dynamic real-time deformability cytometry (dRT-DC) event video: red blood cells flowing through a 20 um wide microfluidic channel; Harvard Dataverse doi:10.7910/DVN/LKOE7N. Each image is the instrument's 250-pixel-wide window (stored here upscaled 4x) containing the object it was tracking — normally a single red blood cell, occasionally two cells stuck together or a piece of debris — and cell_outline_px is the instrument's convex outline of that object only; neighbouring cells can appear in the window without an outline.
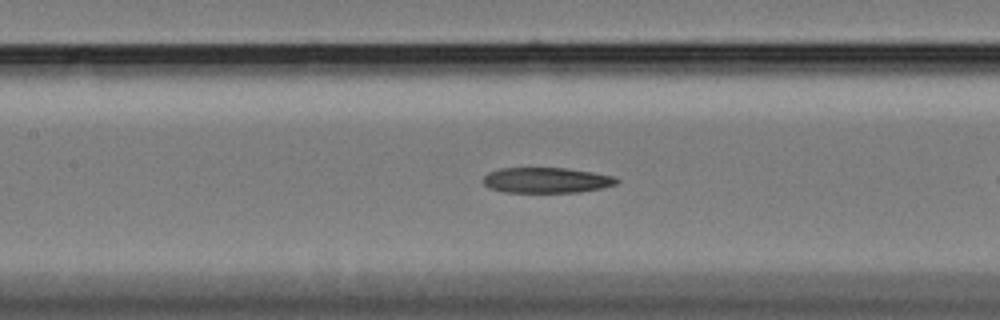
{"species": "Egyptian fruit bat (a non-hibernating species)", "species_latin": "Rousettus aegyptiacus", "temperature_condition": "cold", "stored_images_in_passage": 38, "camera_frame_rate_fps": 3000, "um_per_image_px": 0.085, "animal": {"sex": "female"}, "frame": {"image": 1, "passage_image": 18, "time_ms": 5.667, "image_size_px": [1000, 320], "cell_outline_px": [[620, 180], [616, 184], [604, 188], [580, 192], [504, 192], [488, 188], [484, 184], [484, 176], [488, 172], [500, 168], [564, 168], [592, 172], [616, 176]], "centroid_in_image_um": [46.47, 15.32], "position_along_channel_um": 160.9, "area_um2": 19.94}}
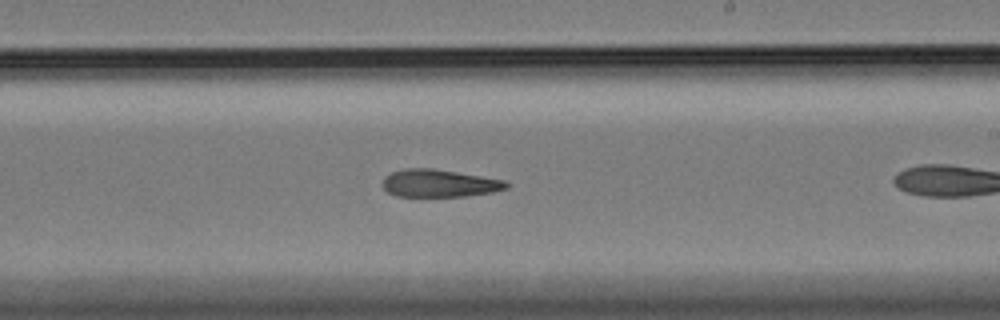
{"frame": {"image": 2, "passage_image": 26, "time_ms": 8.333, "image_size_px": [1000, 320], "cell_outline_px": [[508, 188], [492, 192], [464, 196], [396, 196], [388, 192], [384, 188], [384, 176], [392, 172], [404, 168], [432, 168], [504, 180], [508, 184]], "centroid_in_image_um": [37.31, 15.57], "position_along_channel_um": 251.7, "area_um2": 19.65}}
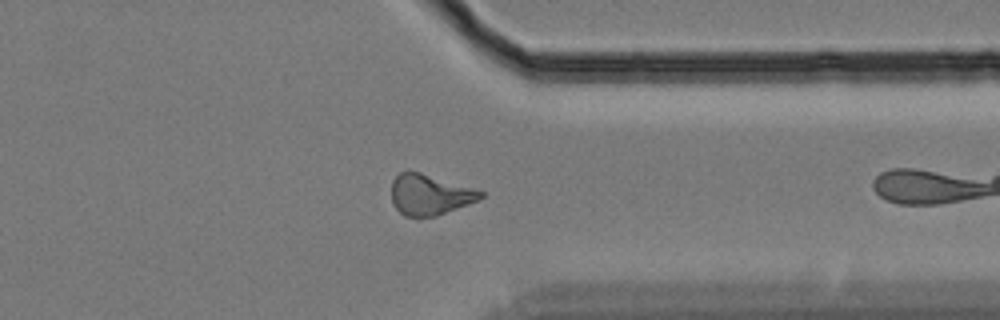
{"frame": {"image": 3, "passage_image": 37, "time_ms": 12.0, "image_size_px": [1000, 320], "cell_outline_px": [[484, 196], [480, 200], [436, 216], [404, 216], [392, 204], [392, 180], [400, 172], [420, 172], [472, 188], [484, 192]], "centroid_in_image_um": [36.52, 16.56], "position_along_channel_um": 374.9, "area_um2": 20.87}}